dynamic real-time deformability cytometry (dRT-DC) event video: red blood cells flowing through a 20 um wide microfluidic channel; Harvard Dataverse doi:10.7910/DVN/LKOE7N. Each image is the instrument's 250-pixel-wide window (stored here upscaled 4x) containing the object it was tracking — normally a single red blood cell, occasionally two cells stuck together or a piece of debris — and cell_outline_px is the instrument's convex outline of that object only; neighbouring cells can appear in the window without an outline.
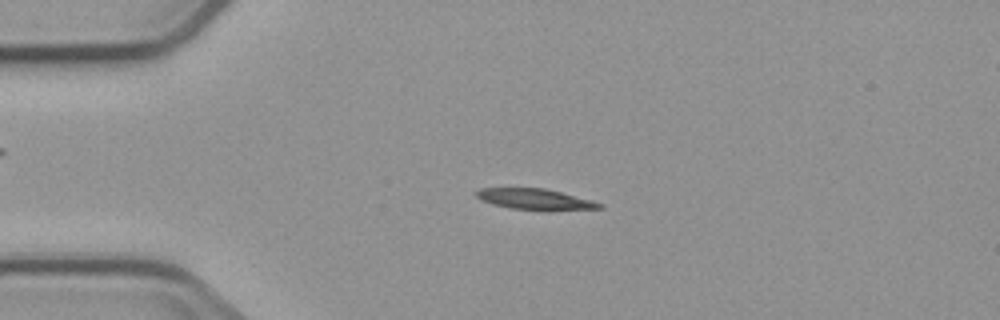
{"species": "common noctule bat (a hibernating species)", "species_latin": "Nyctalus noctula", "temperature_condition": "cold", "stored_images_in_passage": 5, "camera_frame_rate_fps": 3000, "um_per_image_px": 0.085, "animal": {"sex": "male", "body_mass_g": 23.1, "forearm_length_mm": 52.7}, "frame": {"image": 1, "passage_image": 3, "time_ms": 2.333, "image_size_px": [1000, 320], "cell_outline_px": [[604, 208], [512, 208], [492, 204], [480, 200], [472, 192], [480, 188], [544, 188], [592, 200], [604, 204]], "centroid_in_image_um": [45.35, 16.88], "position_along_channel_um": 39.6, "area_um2": 14.16}}
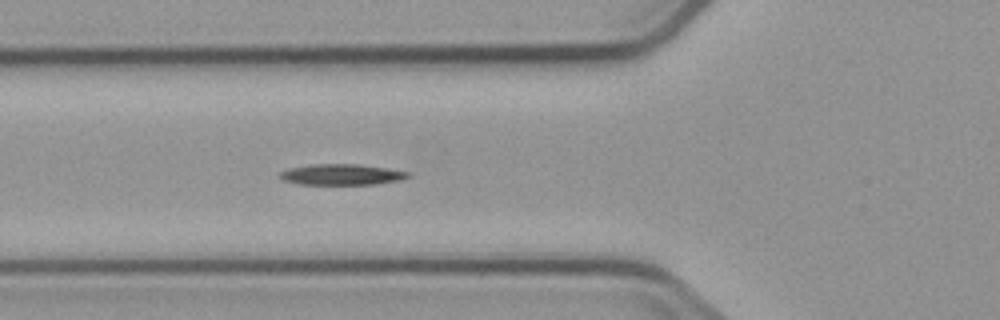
{"frame": {"image": 2, "passage_image": 5, "time_ms": 4.667, "image_size_px": [1000, 320], "cell_outline_px": [[412, 176], [400, 180], [376, 184], [300, 184], [284, 180], [280, 176], [280, 172], [288, 168], [312, 164], [356, 164], [412, 172]], "centroid_in_image_um": [29.08, 14.83], "position_along_channel_um": 96.7, "area_um2": 15.49}}